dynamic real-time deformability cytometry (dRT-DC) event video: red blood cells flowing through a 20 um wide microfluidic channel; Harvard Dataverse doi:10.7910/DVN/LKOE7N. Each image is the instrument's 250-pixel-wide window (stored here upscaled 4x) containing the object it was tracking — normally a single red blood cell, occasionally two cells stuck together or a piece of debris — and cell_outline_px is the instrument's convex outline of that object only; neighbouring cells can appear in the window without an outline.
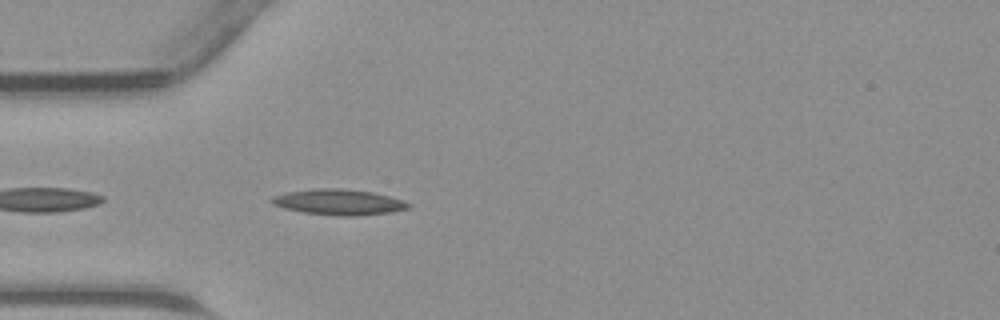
{"species": "common noctule bat (a hibernating species)", "species_latin": "Nyctalus noctula", "temperature_condition": "warm", "stored_images_in_passage": 32, "camera_frame_rate_fps": 3000, "um_per_image_px": 0.085, "animal": {"sex": "male", "body_mass_g": 23.1, "forearm_length_mm": 52.7}, "frame": {"image": 1, "passage_image": 5, "time_ms": 1.333, "image_size_px": [1000, 320], "cell_outline_px": [[412, 204], [408, 208], [392, 212], [356, 216], [344, 216], [304, 212], [284, 208], [272, 204], [268, 200], [272, 196], [284, 192], [312, 188], [340, 188], [372, 192], [388, 196]], "centroid_in_image_um": [28.73, 17.17], "position_along_channel_um": 56.3, "area_um2": 20.46}}
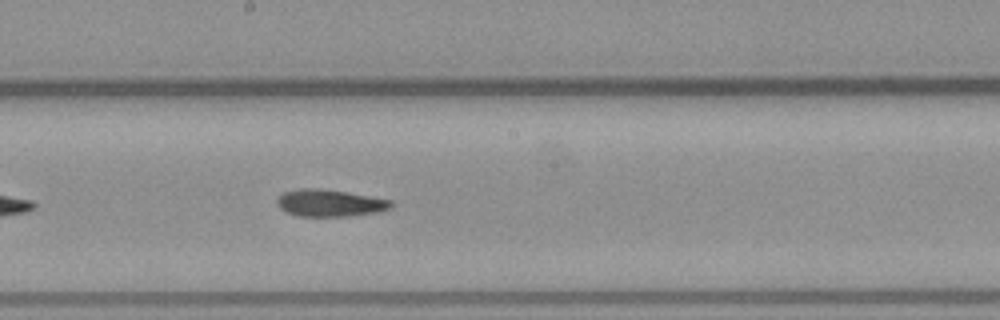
{"frame": {"image": 2, "passage_image": 16, "time_ms": 5.0, "image_size_px": [1000, 320], "cell_outline_px": [[396, 204], [392, 208], [376, 212], [348, 216], [296, 216], [280, 208], [276, 204], [276, 200], [284, 192], [300, 188], [316, 188], [348, 192], [392, 200]], "centroid_in_image_um": [28.06, 17.25], "position_along_channel_um": 220.1, "area_um2": 18.03}}
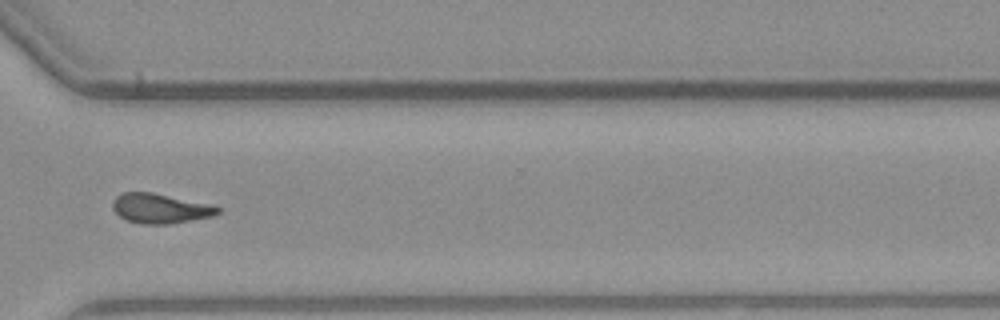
{"frame": {"image": 3, "passage_image": 25, "time_ms": 8.0, "image_size_px": [1000, 320], "cell_outline_px": [[220, 212], [212, 216], [192, 220], [168, 224], [140, 224], [128, 220], [120, 216], [112, 208], [112, 204], [116, 196], [124, 192], [152, 192], [208, 204], [220, 208]], "centroid_in_image_um": [13.59, 17.72], "position_along_channel_um": 357.0, "area_um2": 17.98}}